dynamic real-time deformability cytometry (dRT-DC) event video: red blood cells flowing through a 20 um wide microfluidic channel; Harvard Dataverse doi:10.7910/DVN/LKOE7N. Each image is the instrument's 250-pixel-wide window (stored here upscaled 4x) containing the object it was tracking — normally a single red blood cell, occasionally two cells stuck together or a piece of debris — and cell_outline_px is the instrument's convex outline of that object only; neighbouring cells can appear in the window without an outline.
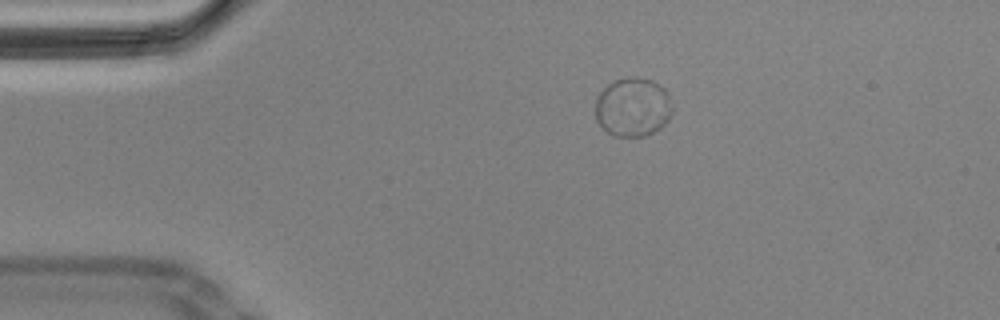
{"species": "Egyptian fruit bat (a non-hibernating species)", "species_latin": "Rousettus aegyptiacus", "temperature_condition": "cold", "stored_images_in_passage": 48, "camera_frame_rate_fps": 3000, "um_per_image_px": 0.085, "animal": {"sex": "male"}, "frame": {"image": 1, "passage_image": 1, "time_ms": 0.0, "image_size_px": [1000, 320], "cell_outline_px": [[672, 112], [668, 120], [660, 128], [644, 136], [612, 136], [596, 120], [596, 96], [608, 84], [616, 80], [628, 76], [636, 76], [652, 80], [660, 84], [668, 92], [672, 100]], "centroid_in_image_um": [53.81, 9.08], "position_along_channel_um": 31.2, "area_um2": 26.7}}
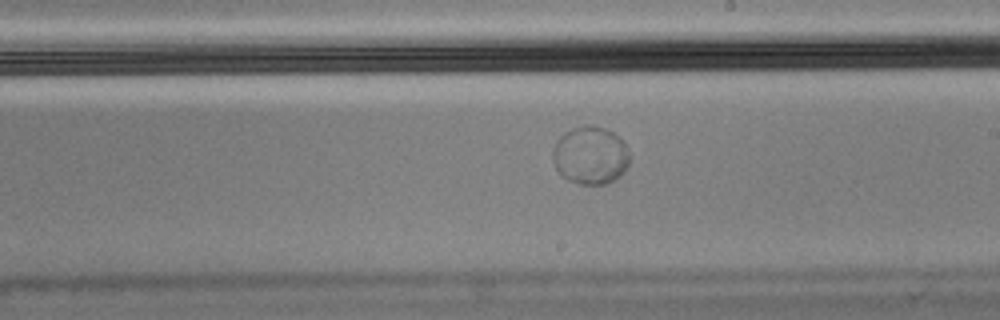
{"frame": {"image": 2, "passage_image": 23, "time_ms": 7.333, "image_size_px": [1000, 320], "cell_outline_px": [[628, 164], [624, 172], [620, 176], [604, 184], [580, 184], [568, 180], [556, 168], [552, 160], [552, 148], [556, 140], [564, 132], [572, 128], [584, 124], [588, 124], [604, 128], [620, 136], [628, 148]], "centroid_in_image_um": [50.17, 13.18], "position_along_channel_um": 238.8, "area_um2": 26.13}}
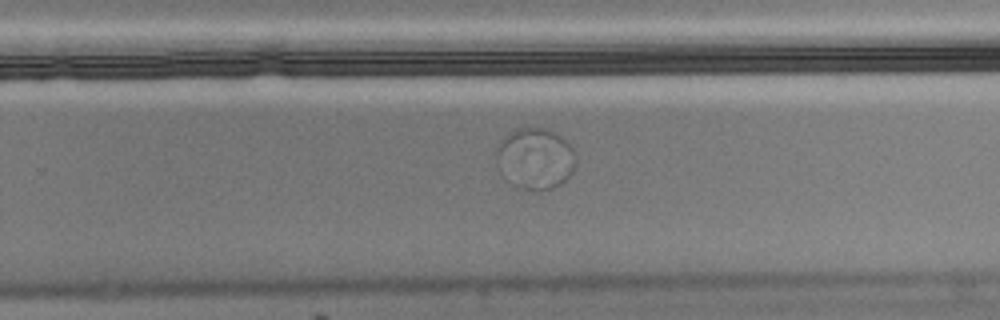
{"frame": {"image": 3, "passage_image": 27, "time_ms": 8.667, "image_size_px": [1000, 320], "cell_outline_px": [[576, 164], [572, 172], [560, 184], [552, 188], [516, 188], [504, 180], [500, 176], [496, 164], [496, 148], [500, 140], [508, 132], [516, 128], [548, 128], [560, 136], [572, 148], [576, 160]], "centroid_in_image_um": [45.41, 13.46], "position_along_channel_um": 284.4, "area_um2": 28.61}, "authors_computed_cell_mechanics": {"area_um2": 26.7325, "velocity_mm_per_s": 3.4256, "shape_relaxation_time_tau1_ms": 2.8512, "shape_relaxation_time_tau2_ms": null, "deformation_change_tau1": 0.0372, "deformation_change_tau2": null}}